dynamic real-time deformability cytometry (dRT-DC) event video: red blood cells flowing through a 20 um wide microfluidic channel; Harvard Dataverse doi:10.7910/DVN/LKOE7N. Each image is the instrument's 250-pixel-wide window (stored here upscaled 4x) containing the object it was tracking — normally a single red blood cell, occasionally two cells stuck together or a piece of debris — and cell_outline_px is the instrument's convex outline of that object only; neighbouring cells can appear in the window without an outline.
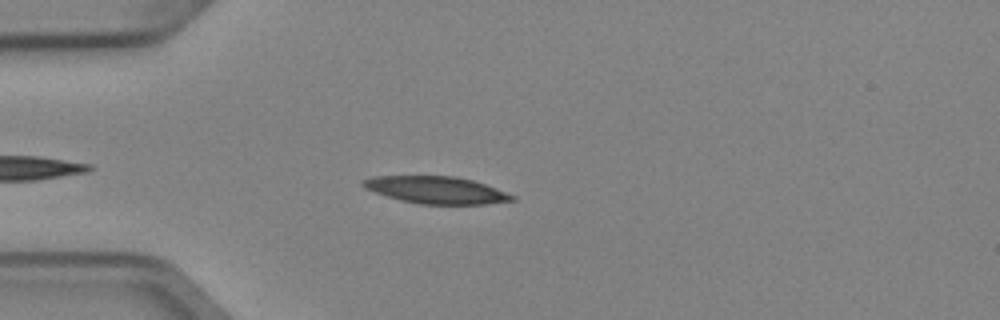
{"species": "Egyptian fruit bat (a non-hibernating species)", "species_latin": "Rousettus aegyptiacus", "temperature_condition": "cold", "stored_images_in_passage": 3, "camera_frame_rate_fps": 3000, "um_per_image_px": 0.085, "animal": {"sex": "female"}, "frame": {"image": 1, "passage_image": 3, "time_ms": 0.667, "image_size_px": [1000, 320], "cell_outline_px": [[516, 200], [484, 204], [420, 204], [400, 200], [376, 192], [360, 184], [360, 180], [372, 176], [456, 176], [472, 180], [484, 184], [516, 196]], "centroid_in_image_um": [37.08, 16.14], "position_along_channel_um": 47.9, "area_um2": 23.41}}